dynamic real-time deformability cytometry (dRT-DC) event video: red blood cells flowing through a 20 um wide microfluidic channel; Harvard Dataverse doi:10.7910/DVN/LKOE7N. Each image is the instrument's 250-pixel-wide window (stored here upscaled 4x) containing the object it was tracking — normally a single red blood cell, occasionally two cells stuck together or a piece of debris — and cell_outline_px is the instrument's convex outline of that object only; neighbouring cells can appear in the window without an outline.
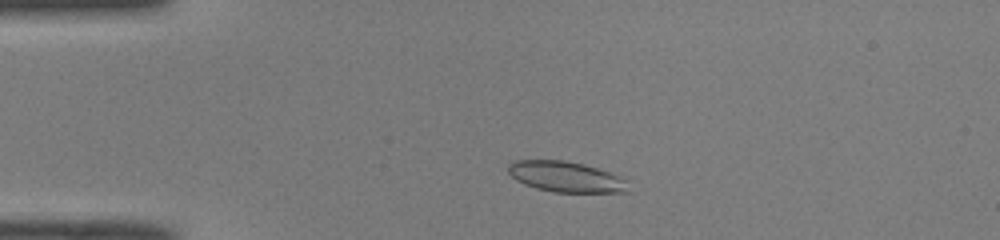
{"species": "common noctule bat (a hibernating species)", "species_latin": "Nyctalus noctula", "temperature_condition": "room temperature", "stored_images_in_passage": 40, "camera_frame_rate_fps": 3000, "um_per_image_px": 0.085, "animal": {"sex": "male", "body_mass_g": 19.0, "forearm_length_mm": 50.8}, "frame": {"image": 1, "passage_image": 2, "time_ms": 0.333, "image_size_px": [1000, 240], "cell_outline_px": [[628, 192], [552, 192], [536, 188], [524, 184], [516, 180], [508, 172], [508, 164], [516, 160], [564, 160], [584, 164], [620, 176], [628, 180]], "centroid_in_image_um": [48.1, 15.03], "position_along_channel_um": 36.9, "area_um2": 21.44}}
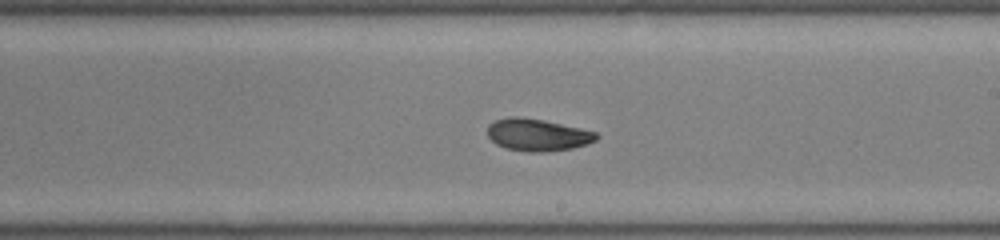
{"frame": {"image": 2, "passage_image": 20, "time_ms": 6.333, "image_size_px": [1000, 240], "cell_outline_px": [[600, 136], [596, 140], [588, 144], [572, 148], [544, 152], [528, 152], [504, 148], [496, 144], [488, 136], [488, 124], [496, 120], [512, 116], [516, 116], [544, 120], [580, 128], [596, 132]], "centroid_in_image_um": [45.69, 11.47], "position_along_channel_um": 243.3, "area_um2": 20.46}}
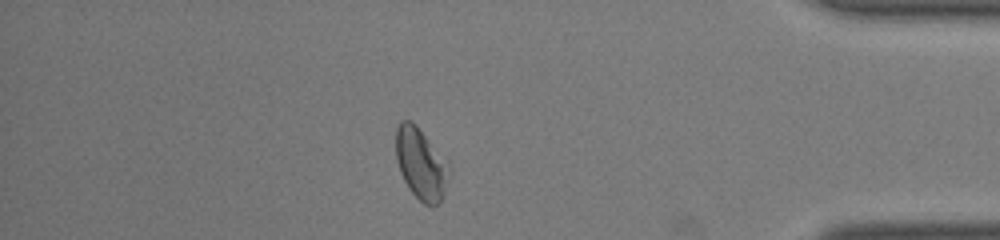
{"frame": {"image": 3, "passage_image": 34, "time_ms": 11.0, "image_size_px": [1000, 240], "cell_outline_px": [[452, 172], [444, 196], [440, 204], [432, 208], [424, 204], [408, 188], [400, 172], [396, 160], [396, 128], [400, 120], [408, 120], [416, 124], [452, 168]], "centroid_in_image_um": [35.81, 13.97], "position_along_channel_um": 399.4, "area_um2": 22.54}, "authors_computed_cell_mechanics": {"area_um2": 20.5768, "velocity_mm_per_s": 4.0703, "shape_relaxation_time_tau1_ms": null, "shape_relaxation_time_tau2_ms": 2.5967, "deformation_change_tau1": null, "deformation_change_tau2": 0.058}}